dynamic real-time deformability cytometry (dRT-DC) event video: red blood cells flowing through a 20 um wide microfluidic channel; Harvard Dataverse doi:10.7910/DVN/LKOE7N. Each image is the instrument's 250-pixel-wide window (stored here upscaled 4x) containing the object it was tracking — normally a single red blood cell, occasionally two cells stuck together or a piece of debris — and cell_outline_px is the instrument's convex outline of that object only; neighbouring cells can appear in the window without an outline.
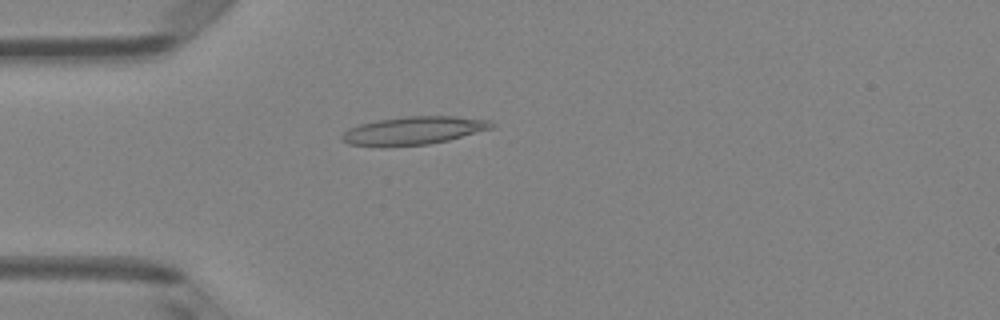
{"species": "Egyptian fruit bat (a non-hibernating species)", "species_latin": "Rousettus aegyptiacus", "temperature_condition": "room temperature", "stored_images_in_passage": 4, "camera_frame_rate_fps": 3000, "um_per_image_px": 0.085, "animal": {"sex": "female"}, "frame": {"image": 1, "passage_image": 4, "time_ms": 3.333, "image_size_px": [1000, 320], "cell_outline_px": [[496, 128], [448, 140], [428, 144], [348, 144], [340, 140], [340, 136], [348, 128], [360, 124], [376, 120], [404, 116], [456, 116], [492, 120], [496, 124]], "centroid_in_image_um": [35.27, 11.05], "position_along_channel_um": 49.7, "area_um2": 24.1}}